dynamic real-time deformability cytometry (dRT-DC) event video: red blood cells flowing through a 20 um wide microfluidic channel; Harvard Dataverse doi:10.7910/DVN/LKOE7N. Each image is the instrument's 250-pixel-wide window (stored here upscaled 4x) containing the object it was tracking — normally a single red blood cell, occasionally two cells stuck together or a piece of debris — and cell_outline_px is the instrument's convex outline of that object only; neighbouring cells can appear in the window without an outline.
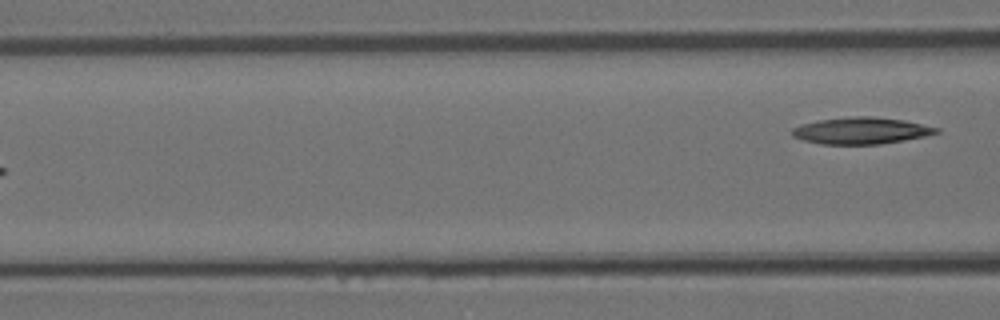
{"species": "Egyptian fruit bat (a non-hibernating species)", "species_latin": "Rousettus aegyptiacus", "temperature_condition": "room temperature", "stored_images_in_passage": 7, "camera_frame_rate_fps": 3000, "um_per_image_px": 0.085, "animal": {"sex": "female"}, "frame": {"image": 1, "passage_image": 7, "time_ms": 2.0, "image_size_px": [1000, 320], "cell_outline_px": [[940, 132], [924, 136], [904, 140], [880, 144], [820, 144], [804, 140], [792, 136], [792, 128], [800, 124], [820, 120], [852, 116], [868, 116], [904, 120], [940, 128]], "centroid_in_image_um": [73.19, 11.1], "position_along_channel_um": 93.4, "area_um2": 22.31}}